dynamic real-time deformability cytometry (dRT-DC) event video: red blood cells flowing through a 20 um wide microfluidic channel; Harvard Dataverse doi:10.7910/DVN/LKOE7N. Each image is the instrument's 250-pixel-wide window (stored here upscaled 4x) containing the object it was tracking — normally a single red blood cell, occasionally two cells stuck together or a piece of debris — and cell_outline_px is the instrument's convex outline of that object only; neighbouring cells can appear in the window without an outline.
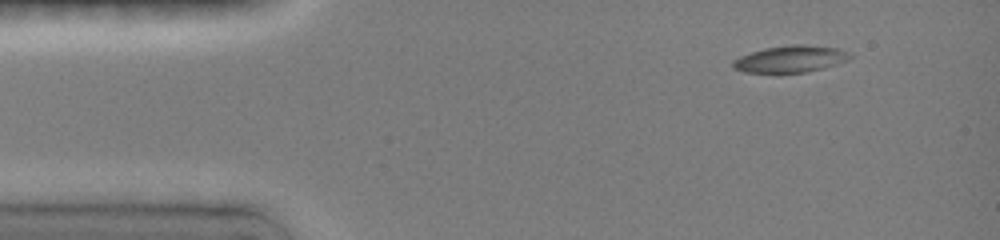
{"species": "common noctule bat (a hibernating species)", "species_latin": "Nyctalus noctula", "temperature_condition": "room temperature", "stored_images_in_passage": 10, "camera_frame_rate_fps": 3000, "um_per_image_px": 0.085, "animal": {"sex": "female", "body_mass_g": 19.0, "forearm_length_mm": 51.5}, "frame": {"image": 1, "passage_image": 2, "time_ms": 0.667, "image_size_px": [1000, 240], "cell_outline_px": [[852, 56], [848, 60], [836, 64], [808, 72], [744, 72], [732, 68], [732, 60], [740, 56], [764, 48], [792, 44], [804, 44], [840, 48], [852, 52]], "centroid_in_image_um": [67.22, 5.0], "position_along_channel_um": 17.8, "area_um2": 18.38}}
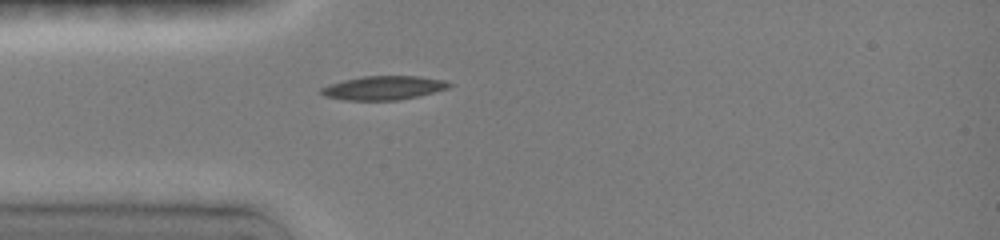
{"frame": {"image": 2, "passage_image": 5, "time_ms": 3.333, "image_size_px": [1000, 240], "cell_outline_px": [[452, 84], [448, 88], [416, 96], [396, 100], [344, 100], [324, 96], [320, 92], [320, 88], [344, 80], [364, 76], [416, 76], [440, 80]], "centroid_in_image_um": [32.54, 7.47], "position_along_channel_um": 52.5, "area_um2": 17.34}}